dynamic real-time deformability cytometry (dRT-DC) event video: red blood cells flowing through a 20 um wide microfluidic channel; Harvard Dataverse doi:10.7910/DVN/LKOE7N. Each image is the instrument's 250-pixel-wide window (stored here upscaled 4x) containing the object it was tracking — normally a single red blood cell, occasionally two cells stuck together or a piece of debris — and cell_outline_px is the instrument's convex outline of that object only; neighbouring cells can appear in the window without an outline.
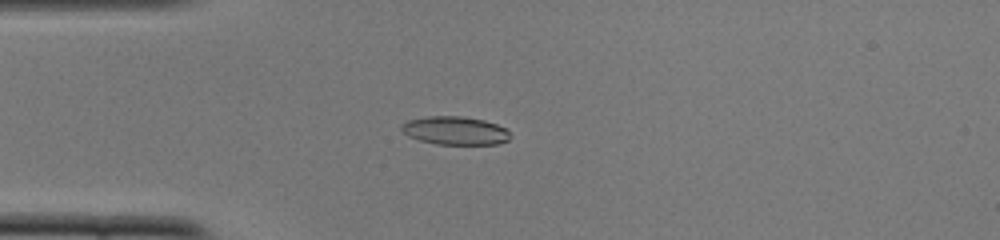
{"species": "common noctule bat (a hibernating species)", "species_latin": "Nyctalus noctula", "temperature_condition": "cold", "stored_images_in_passage": 43, "camera_frame_rate_fps": 3000, "um_per_image_px": 0.085, "animal": {"sex": "female", "body_mass_g": 22.0, "forearm_length_mm": 56.7}, "frame": {"image": 1, "passage_image": 5, "time_ms": 1.333, "image_size_px": [1000, 240], "cell_outline_px": [[508, 140], [496, 144], [436, 144], [420, 140], [408, 136], [400, 128], [400, 124], [408, 120], [428, 116], [460, 116], [484, 120], [496, 124], [504, 128], [508, 132]], "centroid_in_image_um": [38.63, 11.09], "position_along_channel_um": 46.4, "area_um2": 17.74}}
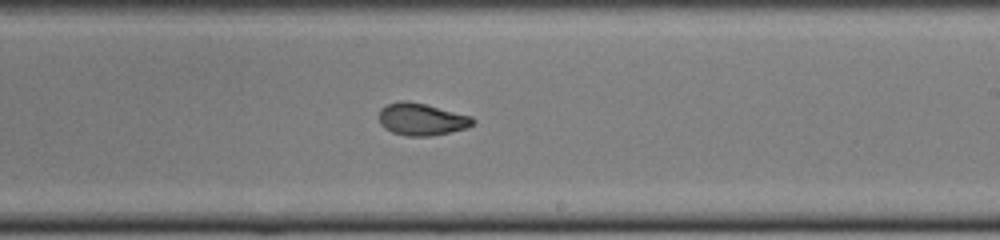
{"frame": {"image": 2, "passage_image": 22, "time_ms": 7.0, "image_size_px": [1000, 240], "cell_outline_px": [[476, 120], [472, 124], [464, 128], [432, 136], [404, 136], [392, 132], [384, 128], [380, 124], [380, 108], [388, 104], [404, 100], [408, 100], [472, 116]], "centroid_in_image_um": [35.81, 10.14], "position_along_channel_um": 253.2, "area_um2": 17.46}}
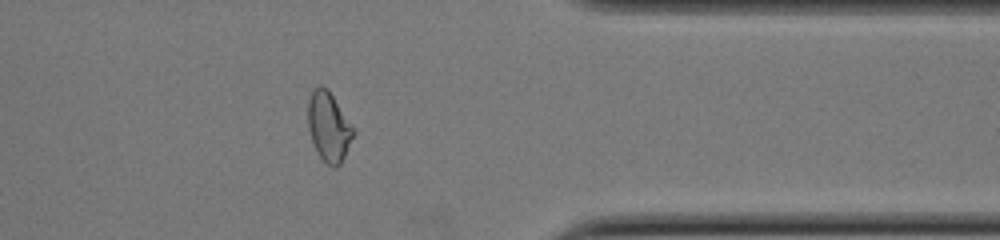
{"frame": {"image": 3, "passage_image": 33, "time_ms": 10.667, "image_size_px": [1000, 240], "cell_outline_px": [[356, 132], [340, 164], [328, 164], [320, 156], [312, 140], [308, 128], [308, 100], [312, 92], [320, 84], [328, 88], [356, 128]], "centroid_in_image_um": [27.98, 10.7], "position_along_channel_um": 383.4, "area_um2": 18.32}, "authors_computed_cell_mechanics": {"area_um2": 17.8602, "velocity_mm_per_s": 3.9001, "shape_relaxation_time_tau1_ms": 8.1996, "shape_relaxation_time_tau2_ms": 1.4882, "deformation_change_tau1": 0.2584, "deformation_change_tau2": 0.0696}}